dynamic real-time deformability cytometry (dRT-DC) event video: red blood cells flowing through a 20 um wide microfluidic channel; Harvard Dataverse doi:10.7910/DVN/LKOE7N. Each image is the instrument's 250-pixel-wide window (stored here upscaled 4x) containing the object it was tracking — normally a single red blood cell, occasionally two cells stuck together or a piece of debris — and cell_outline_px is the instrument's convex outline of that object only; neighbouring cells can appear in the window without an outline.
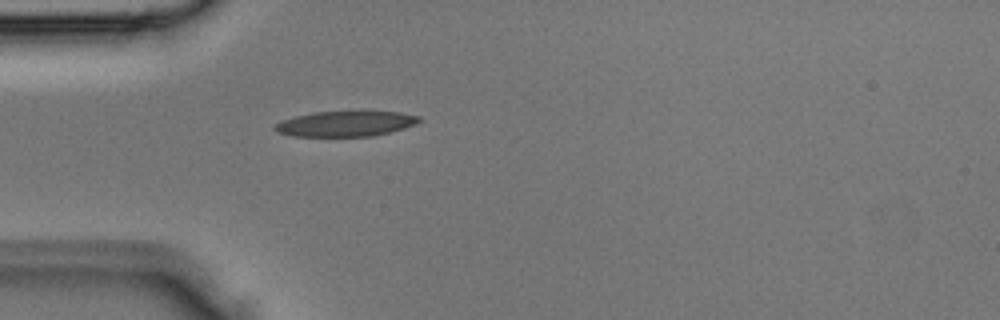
{"species": "Egyptian fruit bat (a non-hibernating species)", "species_latin": "Rousettus aegyptiacus", "temperature_condition": "room temperature", "stored_images_in_passage": 1, "camera_frame_rate_fps": 3000, "um_per_image_px": 0.085, "animal": {"sex": "male"}, "frame": {"image": 1, "passage_image": 1, "time_ms": 0.0, "image_size_px": [1000, 320], "cell_outline_px": [[420, 120], [416, 124], [404, 128], [372, 136], [292, 136], [276, 132], [272, 128], [276, 124], [284, 120], [296, 116], [312, 112], [400, 112], [420, 116]], "centroid_in_image_um": [29.36, 10.52], "position_along_channel_um": 55.6, "area_um2": 21.04}}